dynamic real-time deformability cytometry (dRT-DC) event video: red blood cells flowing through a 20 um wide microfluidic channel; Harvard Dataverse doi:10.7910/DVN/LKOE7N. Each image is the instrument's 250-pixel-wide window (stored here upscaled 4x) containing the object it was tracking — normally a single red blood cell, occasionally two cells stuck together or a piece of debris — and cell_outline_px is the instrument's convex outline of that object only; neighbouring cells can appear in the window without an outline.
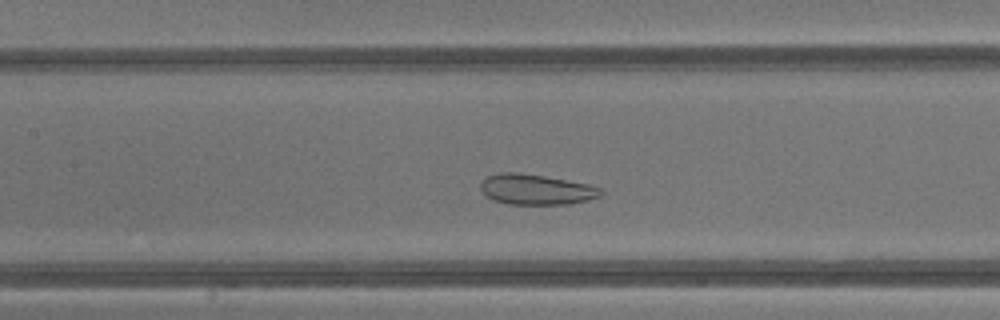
{"species": "common noctule bat (a hibernating species)", "species_latin": "Nyctalus noctula", "temperature_condition": "warm", "stored_images_in_passage": 38, "camera_frame_rate_fps": 3000, "um_per_image_px": 0.085, "animal": {"sex": "male", "body_mass_g": 13.3}, "frame": {"image": 1, "passage_image": 15, "time_ms": 4.667, "image_size_px": [1000, 320], "cell_outline_px": [[604, 192], [600, 196], [588, 200], [568, 204], [508, 204], [496, 200], [488, 196], [480, 188], [480, 180], [488, 176], [500, 172], [520, 172], [544, 176], [588, 184], [600, 188]], "centroid_in_image_um": [45.57, 16.09], "position_along_channel_um": 161.8, "area_um2": 21.21}}
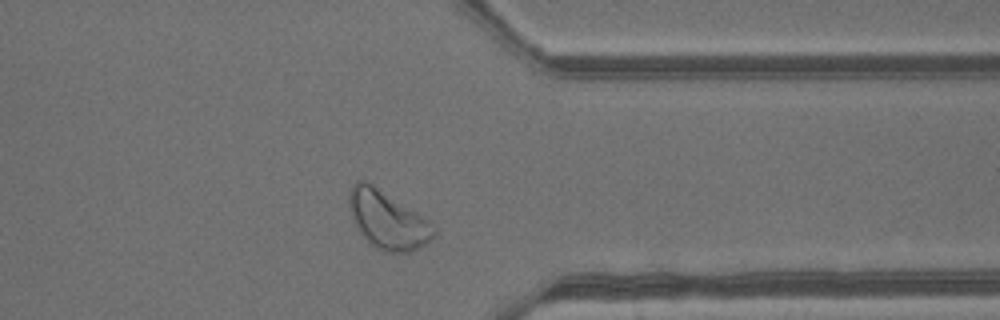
{"frame": {"image": 2, "passage_image": 29, "time_ms": 9.333, "image_size_px": [1000, 320], "cell_outline_px": [[436, 232], [424, 244], [412, 252], [384, 252], [376, 248], [360, 232], [352, 216], [348, 204], [348, 192], [352, 184], [356, 180], [364, 180], [372, 184], [428, 220], [436, 228]], "centroid_in_image_um": [32.91, 18.68], "position_along_channel_um": 378.5, "area_um2": 28.03}}
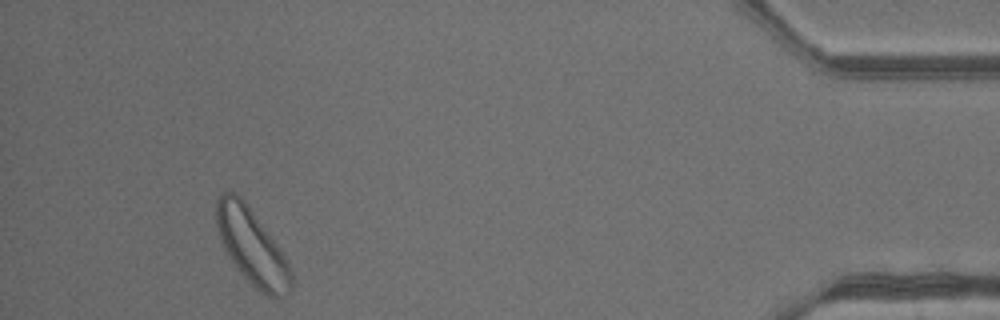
{"frame": {"image": 3, "passage_image": 35, "time_ms": 11.333, "image_size_px": [1000, 320], "cell_outline_px": [[292, 288], [288, 296], [268, 296], [256, 288], [232, 264], [216, 232], [216, 200], [224, 192], [232, 192], [240, 196], [244, 200], [288, 260], [292, 272]], "centroid_in_image_um": [21.4, 20.98], "position_along_channel_um": 413.8, "area_um2": 32.89}, "authors_computed_cell_mechanics": {"area_um2": 28.6977, "velocity_mm_per_s": 4.7805, "shape_relaxation_time_tau1_ms": null, "shape_relaxation_time_tau2_ms": 1.867, "deformation_change_tau1": null, "deformation_change_tau2": 0.0919}}